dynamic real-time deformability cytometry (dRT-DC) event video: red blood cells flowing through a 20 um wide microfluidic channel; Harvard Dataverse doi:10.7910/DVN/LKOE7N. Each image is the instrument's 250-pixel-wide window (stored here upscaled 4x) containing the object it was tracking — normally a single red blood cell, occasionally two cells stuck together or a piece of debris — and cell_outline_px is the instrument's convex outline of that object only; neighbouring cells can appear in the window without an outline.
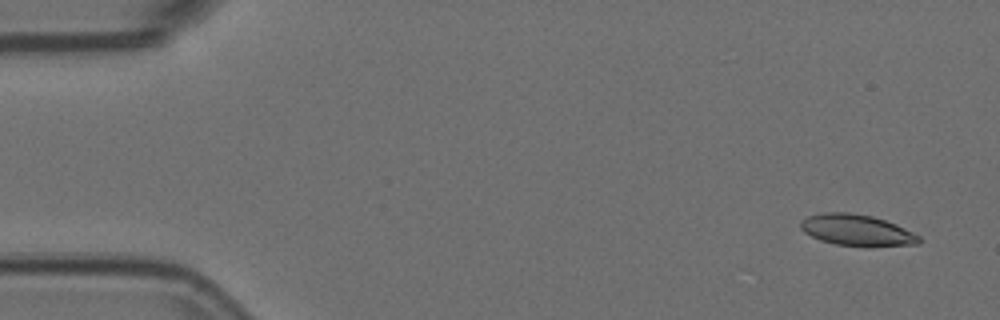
{"species": "Egyptian fruit bat (a non-hibernating species)", "species_latin": "Rousettus aegyptiacus", "temperature_condition": "room temperature", "stored_images_in_passage": 9, "camera_frame_rate_fps": 3000, "um_per_image_px": 0.085, "animal": {"sex": "female"}, "frame": {"image": 1, "passage_image": 1, "time_ms": 0.0, "image_size_px": [1000, 320], "cell_outline_px": [[920, 244], [868, 248], [836, 244], [820, 240], [804, 232], [800, 228], [800, 220], [808, 216], [824, 212], [848, 212], [872, 216], [896, 224], [920, 236]], "centroid_in_image_um": [72.84, 19.59], "position_along_channel_um": 12.2, "area_um2": 21.96}}
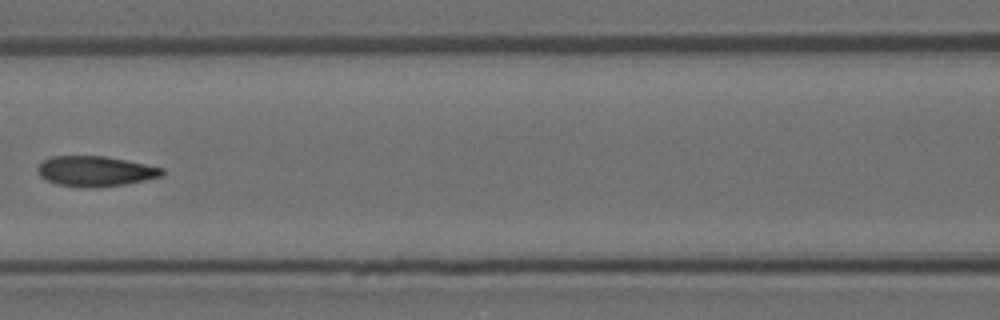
{"frame": {"image": 2, "passage_image": 6, "time_ms": 1.667, "image_size_px": [1000, 320], "cell_outline_px": [[164, 176], [124, 184], [96, 188], [88, 188], [56, 184], [40, 176], [36, 168], [44, 160], [52, 156], [104, 156], [164, 168]], "centroid_in_image_um": [8.1, 14.56], "position_along_channel_um": 158.5, "area_um2": 21.85}}
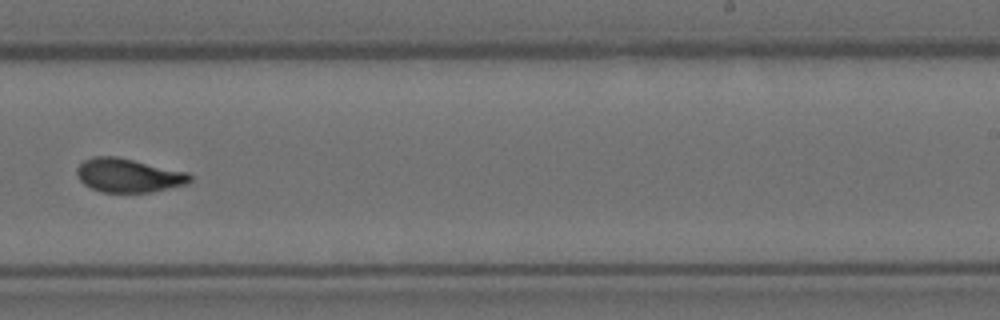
{"frame": {"image": 3, "passage_image": 9, "time_ms": 2.667, "image_size_px": [1000, 320], "cell_outline_px": [[192, 180], [188, 184], [152, 192], [100, 192], [84, 184], [80, 180], [76, 172], [76, 168], [84, 160], [92, 156], [116, 156], [188, 172], [192, 176]], "centroid_in_image_um": [10.93, 14.91], "position_along_channel_um": 278.1, "area_um2": 22.37}}